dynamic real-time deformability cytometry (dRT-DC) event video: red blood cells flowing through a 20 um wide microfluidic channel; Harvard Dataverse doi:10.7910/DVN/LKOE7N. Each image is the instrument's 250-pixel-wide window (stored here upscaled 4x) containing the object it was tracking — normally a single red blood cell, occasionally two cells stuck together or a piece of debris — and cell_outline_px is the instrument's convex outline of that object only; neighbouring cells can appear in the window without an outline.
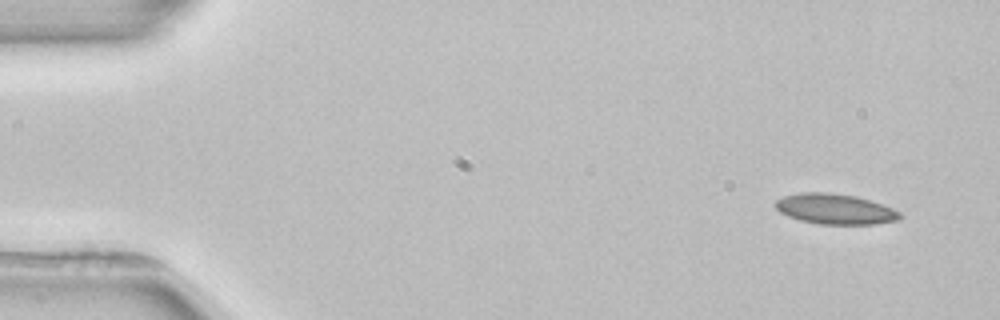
{"species": "common noctule bat (a hibernating species)", "species_latin": "Nyctalus noctula", "temperature_condition": "room temperature", "stored_images_in_passage": 4, "camera_frame_rate_fps": 3000, "um_per_image_px": 0.085, "animal": {"sex": "female", "body_mass_g": 22.7, "forearm_length_mm": 54.2}, "frame": {"image": 1, "passage_image": 1, "time_ms": 0.0, "image_size_px": [1000, 320], "cell_outline_px": [[904, 216], [900, 220], [872, 224], [820, 224], [800, 220], [788, 216], [780, 212], [776, 208], [776, 200], [784, 196], [800, 192], [828, 192], [856, 196], [892, 208], [900, 212]], "centroid_in_image_um": [70.99, 17.77], "position_along_channel_um": 14.0, "area_um2": 21.96}}
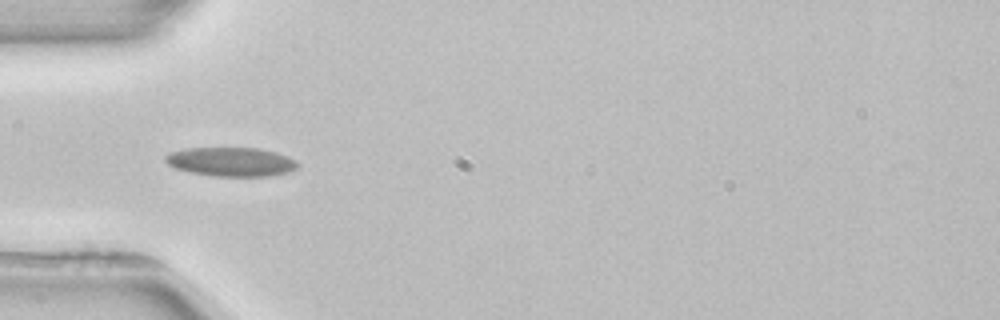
{"frame": {"image": 2, "passage_image": 4, "time_ms": 4.333, "image_size_px": [1000, 320], "cell_outline_px": [[300, 164], [296, 168], [288, 172], [268, 176], [212, 176], [192, 172], [176, 168], [168, 164], [164, 160], [164, 156], [168, 152], [184, 148], [260, 148], [276, 152], [288, 156], [296, 160]], "centroid_in_image_um": [19.64, 13.74], "position_along_channel_um": 65.4, "area_um2": 22.48}}